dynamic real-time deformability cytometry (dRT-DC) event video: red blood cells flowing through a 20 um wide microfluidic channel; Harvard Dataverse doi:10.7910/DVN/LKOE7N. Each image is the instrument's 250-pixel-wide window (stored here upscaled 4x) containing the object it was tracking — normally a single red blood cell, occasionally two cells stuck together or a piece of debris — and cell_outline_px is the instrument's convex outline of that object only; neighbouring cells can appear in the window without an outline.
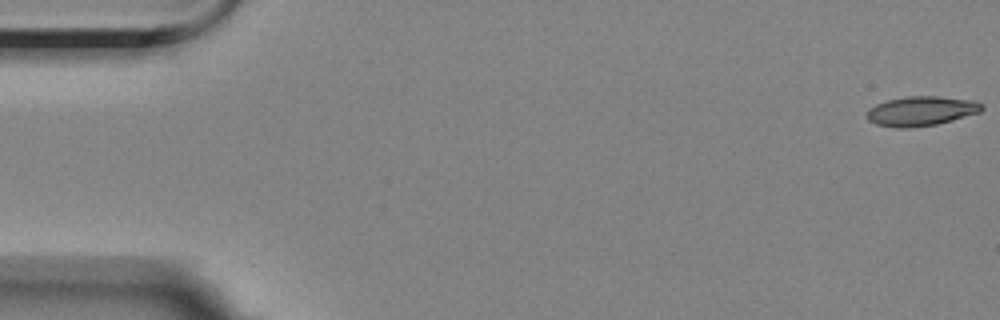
{"species": "Egyptian fruit bat (a non-hibernating species)", "species_latin": "Rousettus aegyptiacus", "temperature_condition": "room temperature", "stored_images_in_passage": 5, "camera_frame_rate_fps": 3000, "um_per_image_px": 0.085, "animal": {"sex": "female"}, "frame": {"image": 1, "passage_image": 1, "time_ms": 0.0, "image_size_px": [1000, 320], "cell_outline_px": [[984, 108], [980, 112], [952, 120], [936, 124], [912, 128], [896, 128], [876, 124], [868, 120], [864, 116], [868, 108], [876, 104], [888, 100], [908, 96], [936, 96], [972, 100], [984, 104]], "centroid_in_image_um": [78.27, 9.44], "position_along_channel_um": 6.7, "area_um2": 19.94}}
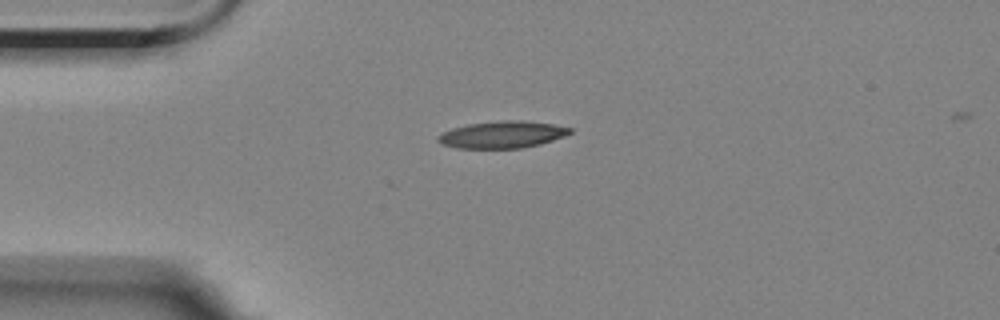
{"frame": {"image": 2, "passage_image": 5, "time_ms": 4.333, "image_size_px": [1000, 320], "cell_outline_px": [[572, 132], [564, 136], [540, 144], [520, 148], [460, 148], [444, 144], [436, 140], [436, 136], [452, 128], [468, 124], [504, 120], [520, 120], [552, 124], [572, 128]], "centroid_in_image_um": [42.69, 11.43], "position_along_channel_um": 42.3, "area_um2": 20.52}}